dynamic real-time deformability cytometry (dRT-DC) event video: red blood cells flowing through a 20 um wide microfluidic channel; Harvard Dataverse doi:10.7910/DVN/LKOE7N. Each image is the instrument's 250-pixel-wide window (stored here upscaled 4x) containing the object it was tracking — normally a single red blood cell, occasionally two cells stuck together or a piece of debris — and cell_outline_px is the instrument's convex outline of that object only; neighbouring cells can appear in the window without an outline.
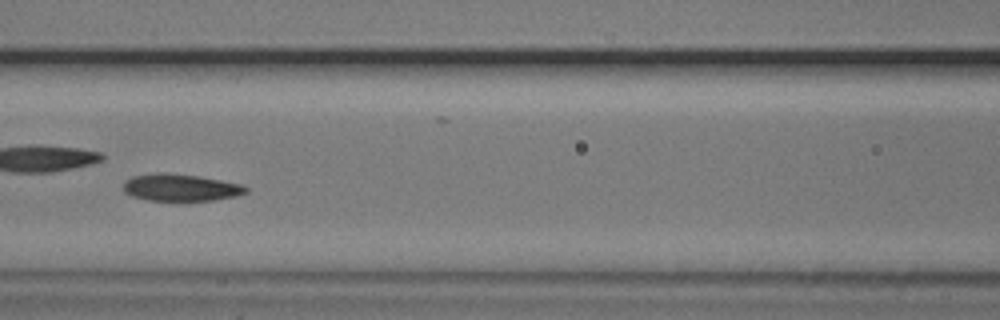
{"species": "common noctule bat (a hibernating species)", "species_latin": "Nyctalus noctula", "temperature_condition": "cold", "stored_images_in_passage": 6, "camera_frame_rate_fps": 3000, "um_per_image_px": 0.085, "animal": {"sex": "male", "body_mass_g": 20.5, "forearm_length_mm": 52.5}, "frame": {"image": 1, "passage_image": 6, "time_ms": 1.667, "image_size_px": [1000, 320], "cell_outline_px": [[248, 192], [236, 196], [212, 200], [184, 204], [172, 204], [148, 200], [132, 196], [124, 192], [124, 180], [132, 176], [156, 172], [160, 172], [200, 176], [244, 184], [248, 188]], "centroid_in_image_um": [15.36, 15.99], "position_along_channel_um": 151.2, "area_um2": 20.52}}